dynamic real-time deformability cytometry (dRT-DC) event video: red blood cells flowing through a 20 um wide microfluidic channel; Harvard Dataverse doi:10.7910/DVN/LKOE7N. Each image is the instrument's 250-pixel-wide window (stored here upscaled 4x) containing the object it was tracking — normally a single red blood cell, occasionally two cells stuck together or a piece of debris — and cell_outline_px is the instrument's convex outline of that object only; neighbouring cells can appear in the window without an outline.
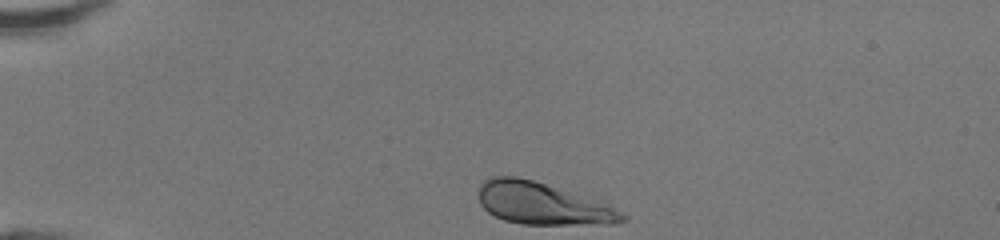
{"species": "human", "species_latin": "Homo sapiens", "temperature_condition": "room temperature", "stored_images_in_passage": 31, "camera_frame_rate_fps": 3000, "um_per_image_px": 0.085, "donor": {"sex": "female"}, "frame": {"image": 1, "passage_image": 1, "time_ms": 0.0, "image_size_px": [1000, 240], "cell_outline_px": [[628, 220], [616, 224], [520, 224], [504, 220], [488, 212], [480, 204], [480, 184], [488, 176], [516, 176], [532, 180], [596, 200], [616, 208], [628, 216]], "centroid_in_image_um": [46.12, 17.31], "position_along_channel_um": 38.9, "area_um2": 34.97}}
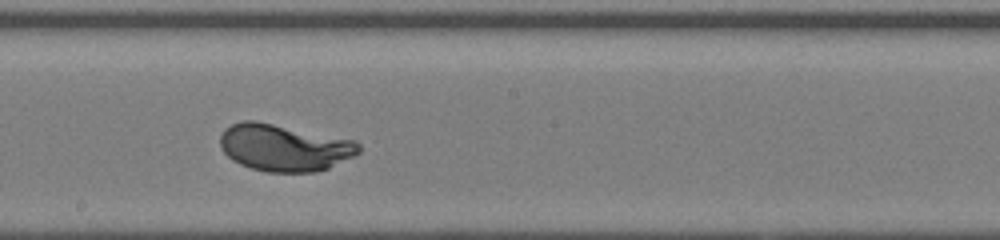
{"frame": {"image": 2, "passage_image": 18, "time_ms": 5.667, "image_size_px": [1000, 240], "cell_outline_px": [[360, 152], [356, 156], [328, 168], [312, 172], [268, 172], [252, 168], [240, 164], [232, 160], [220, 148], [220, 136], [224, 128], [232, 124], [244, 120], [256, 120], [356, 140], [360, 144]], "centroid_in_image_um": [24.17, 12.54], "position_along_channel_um": 224.0, "area_um2": 38.21}}
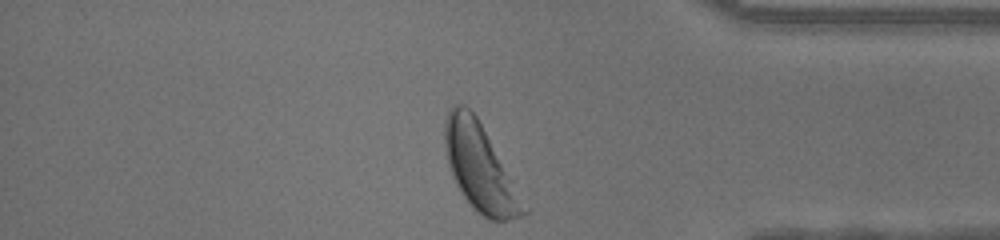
{"frame": {"image": 3, "passage_image": 31, "time_ms": 10.0, "image_size_px": [1000, 240], "cell_outline_px": [[532, 208], [524, 216], [504, 220], [488, 220], [472, 208], [460, 192], [452, 176], [448, 164], [444, 140], [444, 120], [452, 104], [464, 104], [476, 116]], "centroid_in_image_um": [40.86, 14.3], "position_along_channel_um": 394.3, "area_um2": 40.63}, "authors_computed_cell_mechanics": {"area_um2": 36.9342, "velocity_mm_per_s": 4.2563, "shape_relaxation_time_tau1_ms": 1.8272, "shape_relaxation_time_tau2_ms": null, "deformation_change_tau1": 0.1611, "deformation_change_tau2": null}}